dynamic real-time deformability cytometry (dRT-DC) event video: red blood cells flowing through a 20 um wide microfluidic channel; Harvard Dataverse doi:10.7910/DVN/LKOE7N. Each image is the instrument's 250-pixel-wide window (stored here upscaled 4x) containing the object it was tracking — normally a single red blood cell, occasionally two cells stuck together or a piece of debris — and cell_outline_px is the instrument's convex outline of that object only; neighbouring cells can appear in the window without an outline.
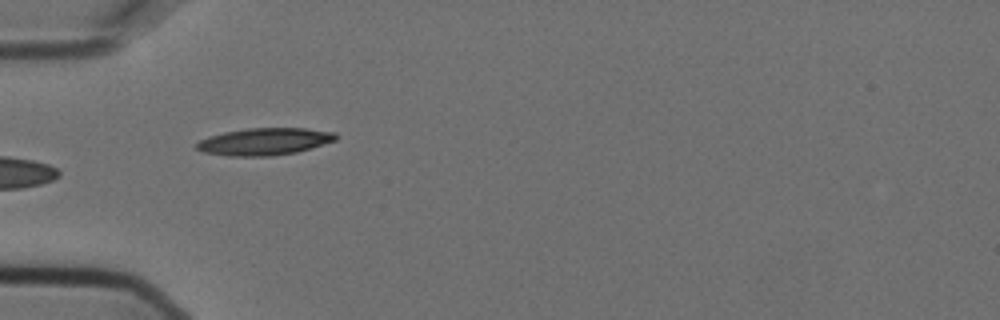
{"species": "Egyptian fruit bat (a non-hibernating species)", "species_latin": "Rousettus aegyptiacus", "temperature_condition": "cold", "stored_images_in_passage": 4, "camera_frame_rate_fps": 3000, "um_per_image_px": 0.085, "animal": {"sex": "female"}, "frame": {"image": 1, "passage_image": 3, "time_ms": 0.667, "image_size_px": [1000, 320], "cell_outline_px": [[340, 136], [336, 140], [312, 148], [296, 152], [272, 156], [228, 156], [204, 152], [196, 148], [196, 144], [200, 140], [208, 136], [224, 132], [248, 128], [304, 128], [336, 132]], "centroid_in_image_um": [22.51, 12.03], "position_along_channel_um": 62.5, "area_um2": 22.14}}
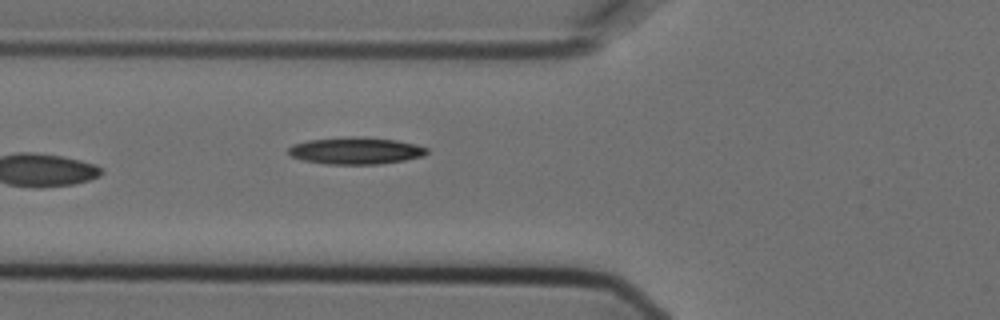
{"frame": {"image": 2, "passage_image": 4, "time_ms": 1.0, "image_size_px": [1000, 320], "cell_outline_px": [[428, 152], [424, 156], [404, 160], [380, 164], [328, 164], [304, 160], [292, 156], [288, 152], [288, 148], [292, 144], [308, 140], [348, 136], [364, 136], [396, 140], [416, 144], [428, 148]], "centroid_in_image_um": [30.26, 12.79], "position_along_channel_um": 95.5, "area_um2": 21.91}}